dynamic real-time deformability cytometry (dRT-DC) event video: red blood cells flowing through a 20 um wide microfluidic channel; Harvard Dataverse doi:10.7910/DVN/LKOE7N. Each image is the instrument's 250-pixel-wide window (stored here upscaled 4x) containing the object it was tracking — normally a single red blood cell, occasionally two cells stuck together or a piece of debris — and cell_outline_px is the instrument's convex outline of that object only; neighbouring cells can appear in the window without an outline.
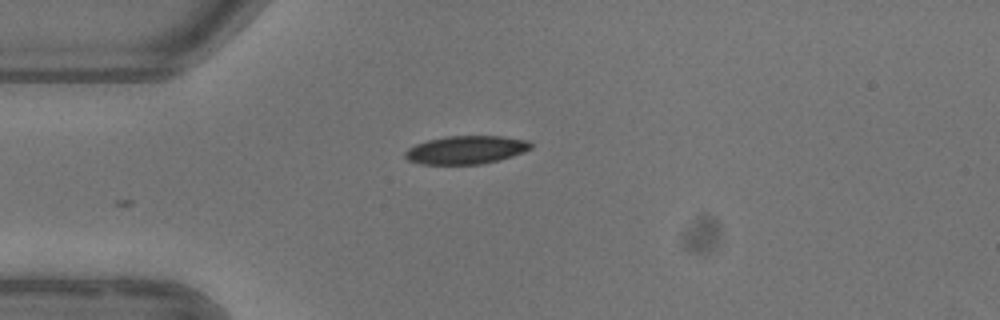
{"species": "common noctule bat (a hibernating species)", "species_latin": "Nyctalus noctula", "temperature_condition": "warm", "stored_images_in_passage": 3, "camera_frame_rate_fps": 3000, "um_per_image_px": 0.085, "animal": {"sex": "female"}, "frame": {"image": 1, "passage_image": 3, "time_ms": 3.333, "image_size_px": [1000, 320], "cell_outline_px": [[532, 148], [524, 152], [512, 156], [480, 164], [420, 164], [408, 160], [404, 156], [404, 152], [408, 148], [416, 144], [428, 140], [448, 136], [504, 136], [528, 140], [532, 144]], "centroid_in_image_um": [39.62, 12.73], "position_along_channel_um": 45.4, "area_um2": 20.63}}